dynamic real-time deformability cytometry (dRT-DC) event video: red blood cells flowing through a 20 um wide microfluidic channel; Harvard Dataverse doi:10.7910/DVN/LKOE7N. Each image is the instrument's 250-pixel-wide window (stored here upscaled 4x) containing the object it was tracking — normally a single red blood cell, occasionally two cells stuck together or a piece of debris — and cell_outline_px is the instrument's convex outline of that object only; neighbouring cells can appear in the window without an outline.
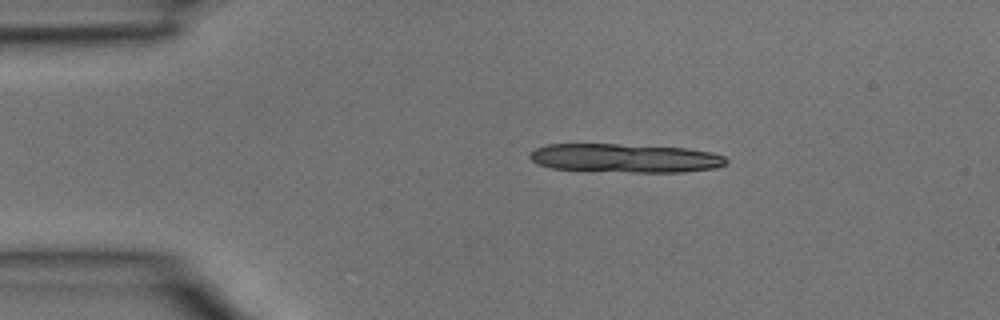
{"species": "common noctule bat (a hibernating species)", "species_latin": "Nyctalus noctula", "temperature_condition": "room temperature", "stored_images_in_passage": 2, "camera_frame_rate_fps": 3000, "um_per_image_px": 0.085, "animal": {"sex": "male", "body_mass_g": 15.6}, "frame": {"image": 1, "passage_image": 1, "time_ms": 0.0, "image_size_px": [1000, 320], "cell_outline_px": [[728, 164], [716, 168], [684, 172], [632, 172], [552, 168], [540, 164], [532, 160], [528, 156], [536, 148], [548, 144], [616, 144], [688, 148], [712, 152], [724, 156], [728, 160]], "centroid_in_image_um": [53.21, 13.43], "position_along_channel_um": 31.8, "area_um2": 32.83}}